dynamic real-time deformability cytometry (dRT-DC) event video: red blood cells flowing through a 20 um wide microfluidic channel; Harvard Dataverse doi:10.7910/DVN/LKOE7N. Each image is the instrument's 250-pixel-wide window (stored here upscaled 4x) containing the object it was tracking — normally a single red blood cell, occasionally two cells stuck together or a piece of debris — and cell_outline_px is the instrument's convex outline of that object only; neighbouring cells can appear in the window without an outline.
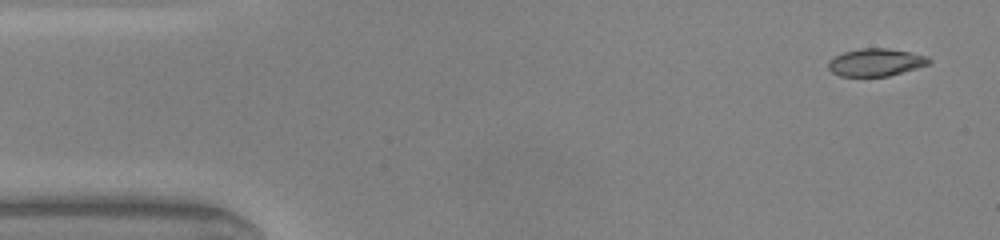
{"species": "common noctule bat (a hibernating species)", "species_latin": "Nyctalus noctula", "temperature_condition": "warm", "stored_images_in_passage": 47, "camera_frame_rate_fps": 3000, "um_per_image_px": 0.085, "animal": {"sex": "male", "body_mass_g": 20.0, "forearm_length_mm": 53.3}, "frame": {"image": 1, "passage_image": 2, "time_ms": 0.333, "image_size_px": [1000, 240], "cell_outline_px": [[932, 60], [928, 64], [916, 68], [888, 76], [840, 76], [832, 72], [828, 68], [828, 60], [844, 52], [860, 48], [888, 48], [928, 56]], "centroid_in_image_um": [74.43, 5.29], "position_along_channel_um": 10.6, "area_um2": 16.07}}
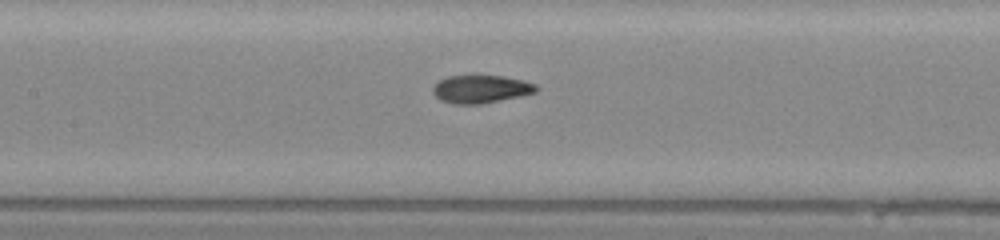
{"frame": {"image": 2, "passage_image": 21, "time_ms": 6.667, "image_size_px": [1000, 240], "cell_outline_px": [[540, 88], [536, 92], [520, 96], [480, 104], [452, 104], [440, 100], [432, 92], [432, 88], [440, 80], [448, 76], [504, 76], [524, 80], [536, 84]], "centroid_in_image_um": [40.89, 7.57], "position_along_channel_um": 166.5, "area_um2": 16.82}}
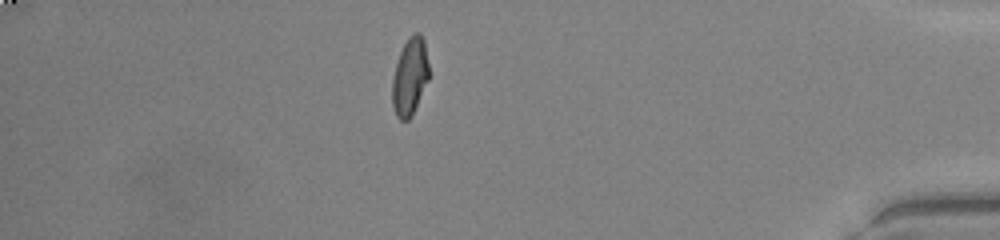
{"frame": {"image": 3, "passage_image": 41, "time_ms": 13.333, "image_size_px": [1000, 240], "cell_outline_px": [[428, 80], [412, 116], [408, 120], [400, 120], [396, 116], [392, 104], [392, 76], [400, 52], [408, 36], [412, 32], [420, 32], [424, 40], [428, 64]], "centroid_in_image_um": [34.83, 6.5], "position_along_channel_um": 400.4, "area_um2": 16.65}, "authors_computed_cell_mechanics": {"area_um2": 16.8776, "velocity_mm_per_s": 4.2173, "shape_relaxation_time_tau1_ms": 6.299, "shape_relaxation_time_tau2_ms": 1.12, "deformation_change_tau1": 0.2314, "deformation_change_tau2": 0.061}}